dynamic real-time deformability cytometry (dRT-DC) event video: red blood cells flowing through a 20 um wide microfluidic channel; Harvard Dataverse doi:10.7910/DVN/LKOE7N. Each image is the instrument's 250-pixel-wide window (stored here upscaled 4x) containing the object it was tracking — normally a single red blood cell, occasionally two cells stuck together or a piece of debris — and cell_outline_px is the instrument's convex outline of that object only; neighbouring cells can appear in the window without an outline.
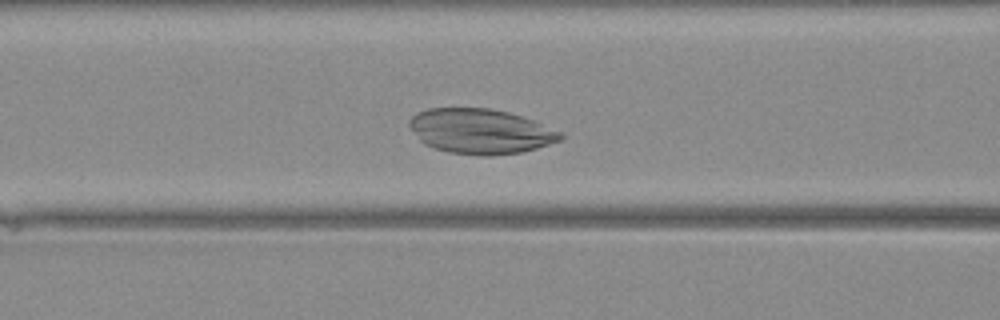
{"species": "Egyptian fruit bat (a non-hibernating species)", "species_latin": "Rousettus aegyptiacus", "temperature_condition": "warm", "stored_images_in_passage": 42, "camera_frame_rate_fps": 3000, "um_per_image_px": 0.085, "animal": {"sex": "female"}, "frame": {"image": 1, "passage_image": 17, "time_ms": 5.333, "image_size_px": [1000, 320], "cell_outline_px": [[564, 140], [536, 148], [520, 152], [492, 156], [484, 156], [448, 152], [432, 148], [424, 144], [420, 140], [408, 124], [408, 120], [416, 112], [428, 108], [488, 108], [508, 112], [532, 120], [560, 132], [564, 136]], "centroid_in_image_um": [40.81, 11.16], "position_along_channel_um": 125.8, "area_um2": 39.59}}
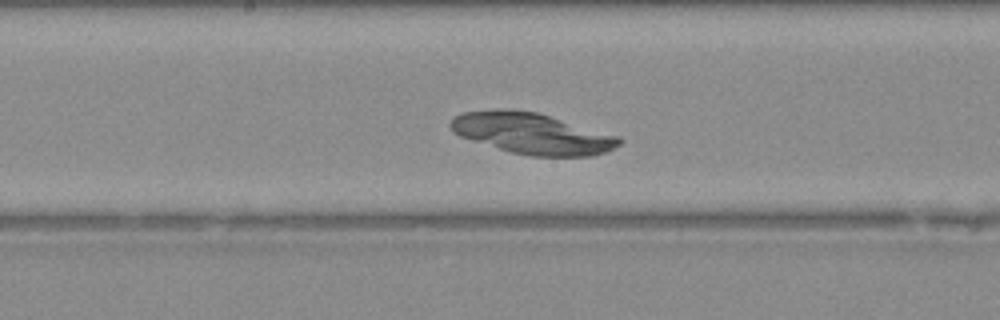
{"frame": {"image": 2, "passage_image": 22, "time_ms": 7.0, "image_size_px": [1000, 320], "cell_outline_px": [[624, 140], [620, 144], [604, 152], [592, 156], [532, 156], [512, 152], [472, 140], [460, 136], [452, 132], [448, 124], [456, 116], [464, 112], [496, 108], [508, 108], [536, 112], [616, 136]], "centroid_in_image_um": [45.17, 11.33], "position_along_channel_um": 203.0, "area_um2": 39.82}}
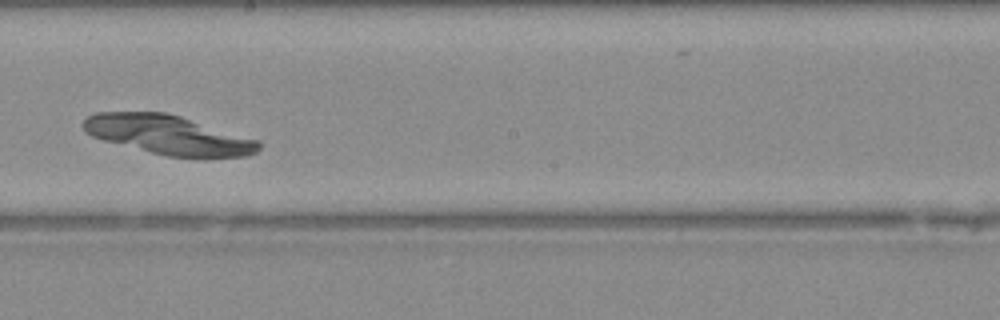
{"frame": {"image": 3, "passage_image": 24, "time_ms": 7.667, "image_size_px": [1000, 320], "cell_outline_px": [[260, 148], [256, 152], [248, 156], [168, 156], [104, 140], [92, 136], [84, 132], [80, 124], [88, 116], [96, 112], [168, 112], [260, 140]], "centroid_in_image_um": [14.29, 11.43], "position_along_channel_um": 233.9, "area_um2": 39.71}}